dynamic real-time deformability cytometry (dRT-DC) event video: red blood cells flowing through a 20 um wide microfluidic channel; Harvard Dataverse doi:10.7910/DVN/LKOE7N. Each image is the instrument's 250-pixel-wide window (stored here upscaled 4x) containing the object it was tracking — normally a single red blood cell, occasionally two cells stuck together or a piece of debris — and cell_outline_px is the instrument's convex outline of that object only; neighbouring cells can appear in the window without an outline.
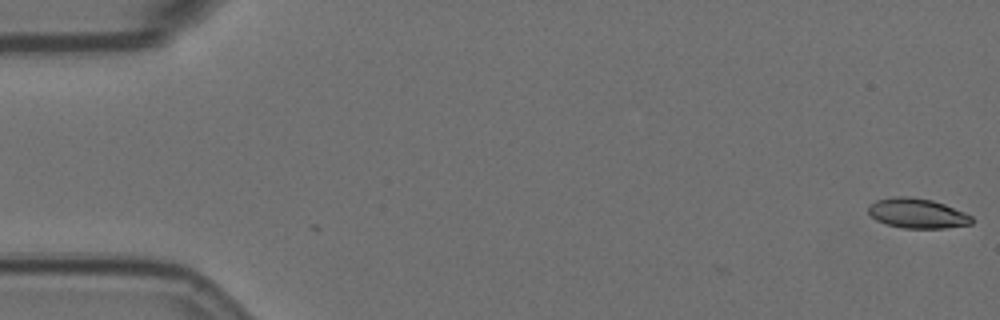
{"species": "Egyptian fruit bat (a non-hibernating species)", "species_latin": "Rousettus aegyptiacus", "temperature_condition": "room temperature", "stored_images_in_passage": 2, "camera_frame_rate_fps": 3000, "um_per_image_px": 0.085, "animal": {"sex": "female"}, "frame": {"image": 1, "passage_image": 1, "time_ms": 0.0, "image_size_px": [1000, 320], "cell_outline_px": [[972, 224], [944, 228], [904, 228], [888, 224], [876, 220], [868, 212], [868, 208], [876, 200], [896, 196], [908, 196], [932, 200], [944, 204], [964, 212], [972, 216]], "centroid_in_image_um": [77.98, 18.13], "position_along_channel_um": 7.0, "area_um2": 17.8}}